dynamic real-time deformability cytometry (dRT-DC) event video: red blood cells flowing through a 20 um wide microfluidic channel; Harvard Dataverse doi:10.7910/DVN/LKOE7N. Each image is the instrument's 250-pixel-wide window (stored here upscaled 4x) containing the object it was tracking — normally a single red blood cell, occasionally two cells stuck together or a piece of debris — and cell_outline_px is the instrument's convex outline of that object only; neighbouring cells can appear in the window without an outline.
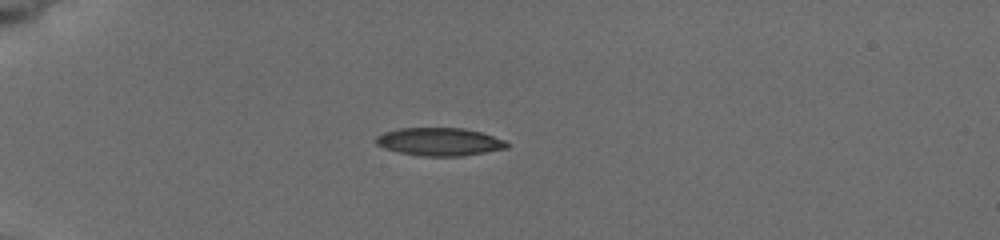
{"species": "common noctule bat (a hibernating species)", "species_latin": "Nyctalus noctula", "temperature_condition": "cold", "stored_images_in_passage": 8, "camera_frame_rate_fps": 3000, "um_per_image_px": 0.085, "animal": {"sex": "female", "body_mass_g": 19.5, "forearm_length_mm": 54.1}, "frame": {"image": 1, "passage_image": 6, "time_ms": 5.333, "image_size_px": [1000, 240], "cell_outline_px": [[508, 148], [460, 156], [424, 156], [400, 152], [384, 148], [376, 144], [376, 136], [384, 132], [400, 128], [464, 128], [480, 132], [504, 140], [508, 144]], "centroid_in_image_um": [37.34, 12.04], "position_along_channel_um": 47.7, "area_um2": 21.1}}
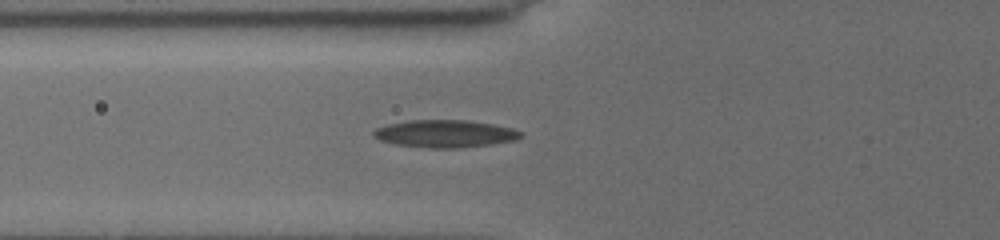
{"frame": {"image": 2, "passage_image": 8, "time_ms": 7.333, "image_size_px": [1000, 240], "cell_outline_px": [[520, 136], [516, 140], [492, 144], [456, 148], [428, 148], [396, 144], [380, 140], [372, 136], [372, 132], [376, 128], [388, 124], [408, 120], [464, 120], [492, 124], [512, 128], [520, 132]], "centroid_in_image_um": [37.78, 11.36], "position_along_channel_um": 88.0, "area_um2": 23.41}}